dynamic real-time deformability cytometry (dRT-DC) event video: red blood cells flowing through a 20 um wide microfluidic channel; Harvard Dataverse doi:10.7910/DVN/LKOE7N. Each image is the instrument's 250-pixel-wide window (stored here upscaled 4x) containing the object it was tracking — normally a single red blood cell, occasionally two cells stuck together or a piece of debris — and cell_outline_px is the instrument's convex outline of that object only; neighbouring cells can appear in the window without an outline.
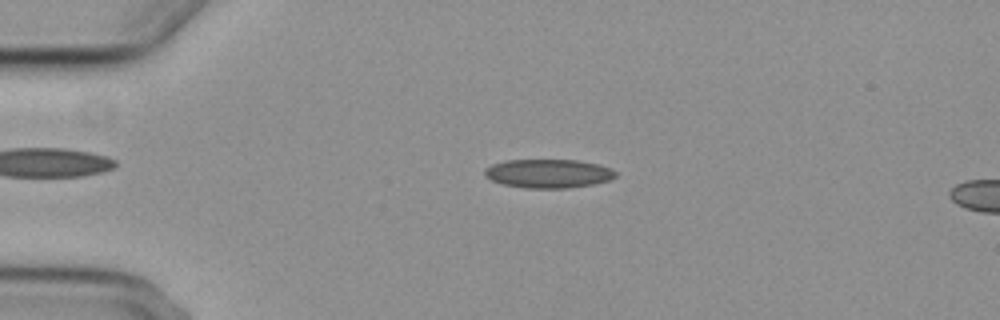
{"species": "common noctule bat (a hibernating species)", "species_latin": "Nyctalus noctula", "temperature_condition": "cold", "stored_images_in_passage": 4, "camera_frame_rate_fps": 3000, "um_per_image_px": 0.085, "animal": {"sex": "female", "body_mass_g": 29.2, "forearm_length_mm": 56.3}, "frame": {"image": 1, "passage_image": 3, "time_ms": 2.333, "image_size_px": [1000, 320], "cell_outline_px": [[616, 176], [608, 180], [592, 184], [568, 188], [524, 188], [504, 184], [492, 180], [484, 176], [484, 168], [492, 164], [504, 160], [576, 160], [600, 164], [612, 168], [616, 172]], "centroid_in_image_um": [46.6, 14.74], "position_along_channel_um": 38.4, "area_um2": 22.02}}